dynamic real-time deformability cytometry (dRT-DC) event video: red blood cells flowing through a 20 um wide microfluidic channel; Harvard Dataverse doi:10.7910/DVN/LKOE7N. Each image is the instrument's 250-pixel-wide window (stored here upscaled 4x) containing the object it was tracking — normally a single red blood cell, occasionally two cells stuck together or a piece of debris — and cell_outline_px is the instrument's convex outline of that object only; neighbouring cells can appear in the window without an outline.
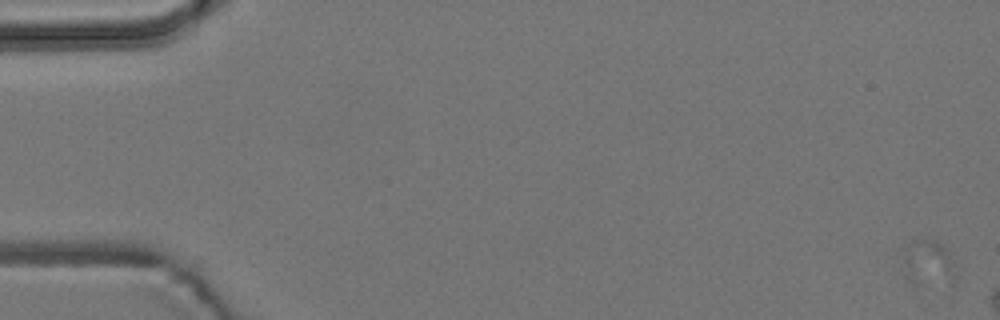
{"species": "common noctule bat (a hibernating species)", "species_latin": "Nyctalus noctula", "temperature_condition": "room temperature", "stored_images_in_passage": 2, "camera_frame_rate_fps": 3000, "um_per_image_px": 0.085, "animal": {"sex": "male", "body_mass_g": 19.2, "forearm_length_mm": 51.8}, "frame": {"image": 1, "passage_image": 1, "time_ms": 0.0, "image_size_px": [1000, 320], "cell_outline_px": [[956, 280], [916, 284], [908, 276], [904, 260], [904, 248], [912, 240], [936, 240], [944, 244], [952, 252], [956, 276]], "centroid_in_image_um": [78.97, 22.26], "position_along_channel_um": 6.0, "area_um2": 13.76}}